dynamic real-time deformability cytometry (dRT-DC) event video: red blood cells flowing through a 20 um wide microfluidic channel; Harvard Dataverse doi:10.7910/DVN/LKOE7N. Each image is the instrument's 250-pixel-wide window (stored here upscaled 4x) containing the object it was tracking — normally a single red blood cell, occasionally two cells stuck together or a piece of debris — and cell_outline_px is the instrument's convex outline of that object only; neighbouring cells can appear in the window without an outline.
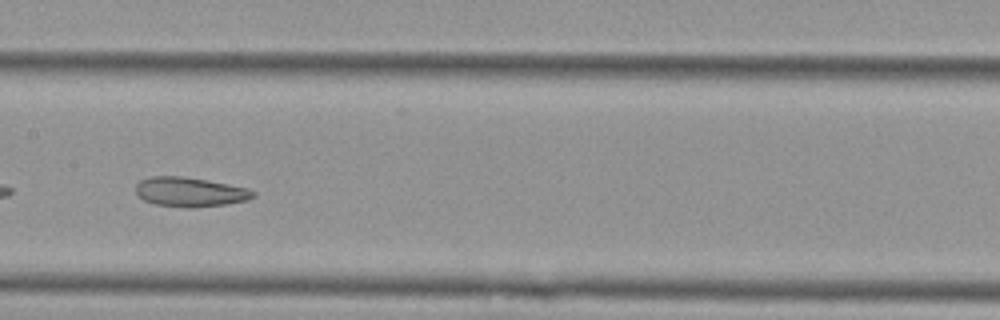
{"species": "Egyptian fruit bat (a non-hibernating species)", "species_latin": "Rousettus aegyptiacus", "temperature_condition": "cold", "stored_images_in_passage": 36, "camera_frame_rate_fps": 3000, "um_per_image_px": 0.085, "animal": {"sex": "female"}, "frame": {"image": 1, "passage_image": 11, "time_ms": 3.333, "image_size_px": [1000, 320], "cell_outline_px": [[256, 196], [248, 200], [224, 204], [196, 208], [184, 208], [156, 204], [144, 200], [136, 192], [136, 184], [140, 180], [152, 176], [184, 176], [208, 180], [248, 188], [256, 192]], "centroid_in_image_um": [16.17, 16.32], "position_along_channel_um": 191.2, "area_um2": 20.29}, "authors_computed_cell_mechanics": {"area_um2": 21.2126, "velocity_mm_per_s": 3.7462, "shape_relaxation_time_tau1_ms": null, "shape_relaxation_time_tau2_ms": 3.3447, "deformation_change_tau1": null, "deformation_change_tau2": 0.1055}}